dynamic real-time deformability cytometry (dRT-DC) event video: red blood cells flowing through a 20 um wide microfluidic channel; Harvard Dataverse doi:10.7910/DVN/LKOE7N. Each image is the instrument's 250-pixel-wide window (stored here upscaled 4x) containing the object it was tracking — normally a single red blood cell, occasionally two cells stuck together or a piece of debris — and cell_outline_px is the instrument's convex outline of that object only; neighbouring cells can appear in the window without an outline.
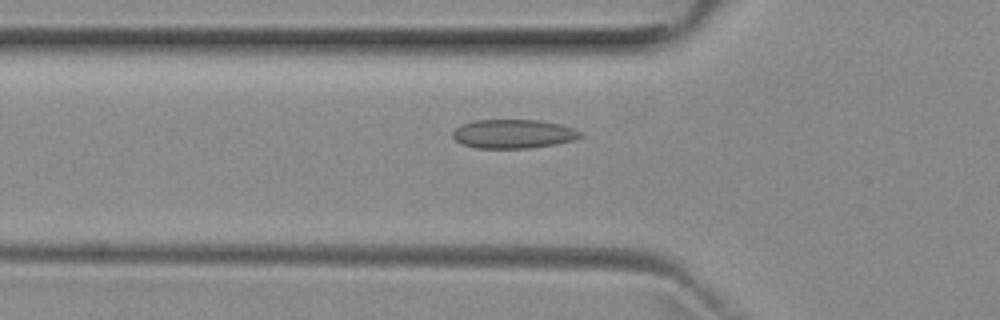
{"species": "common noctule bat (a hibernating species)", "species_latin": "Nyctalus noctula", "temperature_condition": "room temperature", "stored_images_in_passage": 43, "camera_frame_rate_fps": 3000, "um_per_image_px": 0.085, "animal": {"sex": "female", "body_mass_g": 29.2, "forearm_length_mm": 56.3}, "frame": {"image": 1, "passage_image": 16, "time_ms": 5.0, "image_size_px": [1000, 320], "cell_outline_px": [[584, 136], [572, 140], [556, 144], [528, 148], [476, 148], [460, 144], [452, 136], [452, 132], [460, 124], [472, 120], [540, 120], [560, 124], [572, 128], [580, 132]], "centroid_in_image_um": [43.59, 11.37], "position_along_channel_um": 82.2, "area_um2": 21.62}}
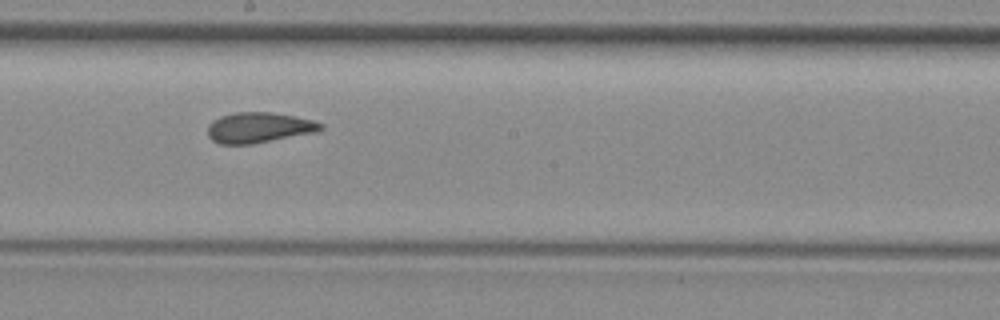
{"frame": {"image": 2, "passage_image": 27, "time_ms": 8.667, "image_size_px": [1000, 320], "cell_outline_px": [[324, 128], [316, 132], [252, 144], [220, 144], [212, 140], [208, 136], [208, 124], [212, 120], [220, 116], [236, 112], [272, 112], [296, 116], [312, 120], [324, 124]], "centroid_in_image_um": [22.0, 10.84], "position_along_channel_um": 226.2, "area_um2": 20.17}}
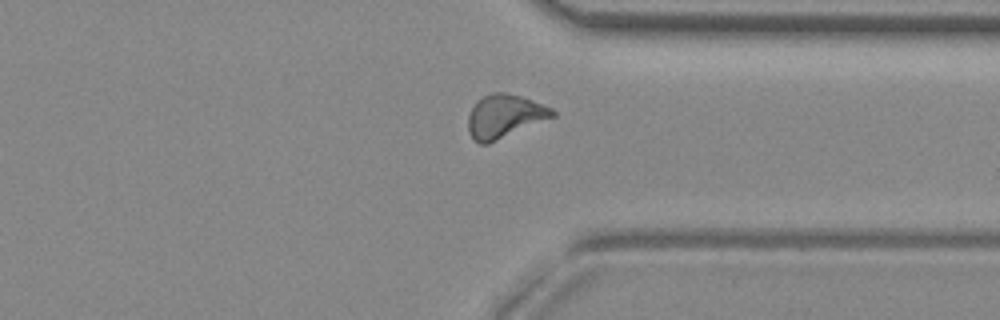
{"frame": {"image": 3, "passage_image": 38, "time_ms": 12.333, "image_size_px": [1000, 320], "cell_outline_px": [[556, 116], [488, 144], [480, 144], [472, 140], [468, 132], [468, 116], [472, 108], [484, 96], [492, 92], [504, 92], [520, 96], [532, 100], [552, 108], [556, 112]], "centroid_in_image_um": [42.88, 9.9], "position_along_channel_um": 368.5, "area_um2": 21.27}, "authors_computed_cell_mechanics": {"area_um2": 20.4034, "velocity_mm_per_s": 3.9188, "shape_relaxation_time_tau1_ms": null, "shape_relaxation_time_tau2_ms": 2.7546, "deformation_change_tau1": null, "deformation_change_tau2": 0.0777}}